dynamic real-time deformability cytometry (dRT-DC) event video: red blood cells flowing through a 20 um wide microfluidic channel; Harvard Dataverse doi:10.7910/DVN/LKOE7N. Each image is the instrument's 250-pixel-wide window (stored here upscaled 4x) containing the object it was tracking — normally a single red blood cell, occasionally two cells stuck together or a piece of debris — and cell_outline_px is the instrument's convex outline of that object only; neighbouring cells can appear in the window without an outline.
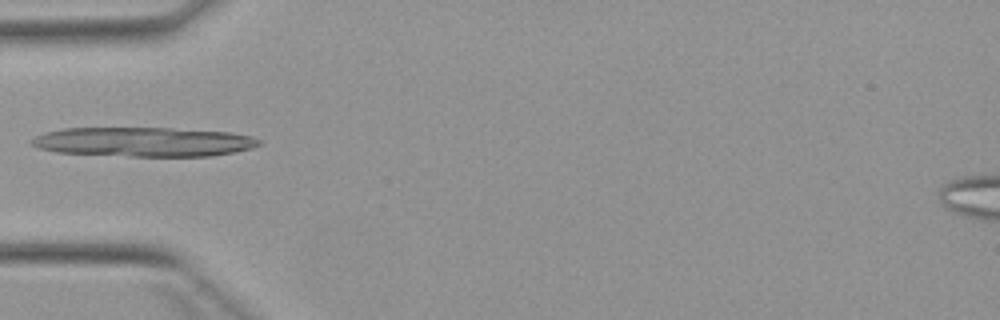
{"species": "Egyptian fruit bat (a non-hibernating species)", "species_latin": "Rousettus aegyptiacus", "temperature_condition": "warm", "stored_images_in_passage": 5, "camera_frame_rate_fps": 3000, "um_per_image_px": 0.085, "animal": {"sex": "female"}, "frame": {"image": 1, "passage_image": 4, "time_ms": 5.0, "image_size_px": [1000, 320], "cell_outline_px": [[260, 144], [252, 148], [236, 152], [212, 156], [132, 156], [56, 152], [40, 148], [32, 144], [28, 140], [44, 132], [64, 128], [172, 128], [228, 132], [252, 136], [260, 140]], "centroid_in_image_um": [12.22, 12.05], "position_along_channel_um": 72.8, "area_um2": 38.9}}